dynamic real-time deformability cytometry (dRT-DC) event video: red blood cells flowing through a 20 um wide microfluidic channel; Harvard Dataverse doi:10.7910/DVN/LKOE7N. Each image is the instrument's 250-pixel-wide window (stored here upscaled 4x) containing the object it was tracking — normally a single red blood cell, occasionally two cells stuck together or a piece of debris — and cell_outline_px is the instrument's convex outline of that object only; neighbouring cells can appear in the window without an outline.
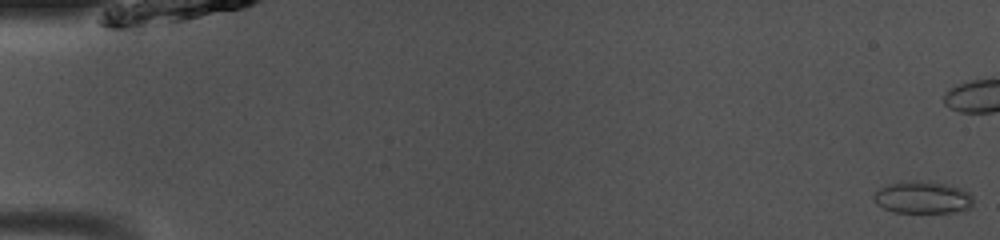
{"species": "common noctule bat (a hibernating species)", "species_latin": "Nyctalus noctula", "temperature_condition": "room temperature", "stored_images_in_passage": 18, "camera_frame_rate_fps": 3000, "um_per_image_px": 0.085, "animal": {"sex": "male", "body_mass_g": 13.0, "forearm_length_mm": 53.1}, "frame": {"image": 1, "passage_image": 1, "time_ms": 0.0, "image_size_px": [1000, 240], "cell_outline_px": [[972, 204], [968, 208], [948, 212], [892, 212], [876, 204], [872, 200], [872, 196], [880, 188], [888, 184], [916, 180], [944, 184], [960, 188], [968, 192], [972, 196]], "centroid_in_image_um": [78.36, 16.78], "position_along_channel_um": 6.6, "area_um2": 18.38}}